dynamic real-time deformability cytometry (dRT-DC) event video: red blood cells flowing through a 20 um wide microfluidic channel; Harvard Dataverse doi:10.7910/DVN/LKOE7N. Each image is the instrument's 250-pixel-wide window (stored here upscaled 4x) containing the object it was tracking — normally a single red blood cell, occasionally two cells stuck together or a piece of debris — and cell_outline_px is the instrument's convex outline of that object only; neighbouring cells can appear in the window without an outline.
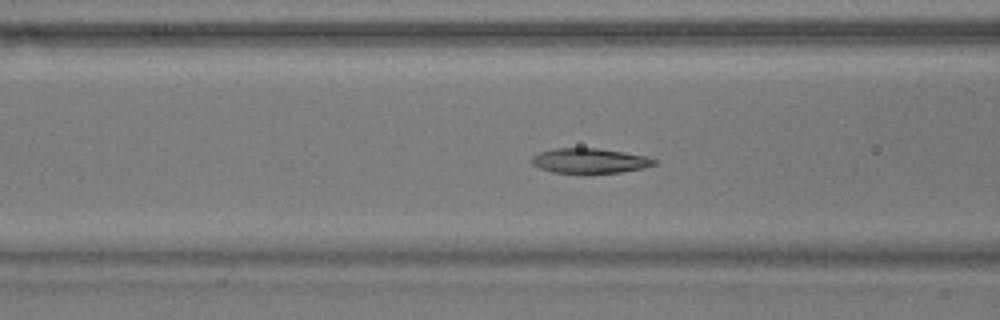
{"species": "common noctule bat (a hibernating species)", "species_latin": "Nyctalus noctula", "temperature_condition": "warm", "stored_images_in_passage": 57, "camera_frame_rate_fps": 3000, "um_per_image_px": 0.085, "animal": {"sex": "male", "body_mass_g": 17.9}, "frame": {"image": 1, "passage_image": 21, "time_ms": 6.667, "image_size_px": [1000, 320], "cell_outline_px": [[656, 164], [640, 168], [620, 172], [552, 172], [540, 168], [532, 164], [532, 156], [540, 152], [556, 148], [596, 148], [624, 152], [644, 156], [656, 160]], "centroid_in_image_um": [50.09, 13.65], "position_along_channel_um": 116.5, "area_um2": 17.28}}
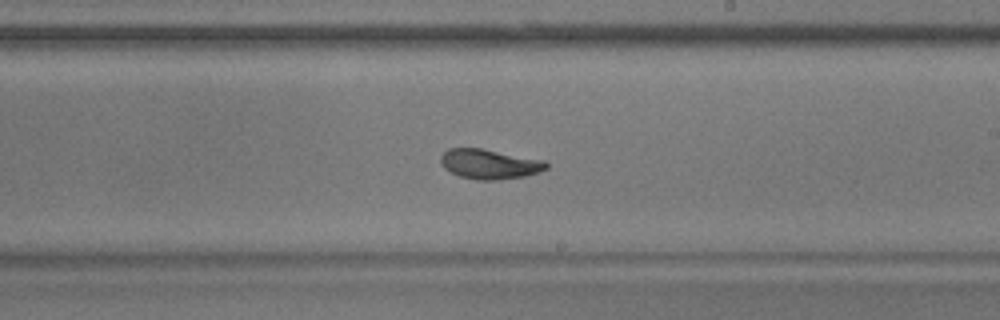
{"frame": {"image": 2, "passage_image": 32, "time_ms": 10.333, "image_size_px": [1000, 320], "cell_outline_px": [[548, 168], [540, 172], [524, 176], [496, 180], [476, 180], [460, 176], [444, 168], [440, 164], [440, 156], [448, 148], [480, 148], [544, 160], [548, 164]], "centroid_in_image_um": [41.59, 13.94], "position_along_channel_um": 247.4, "area_um2": 18.32}}
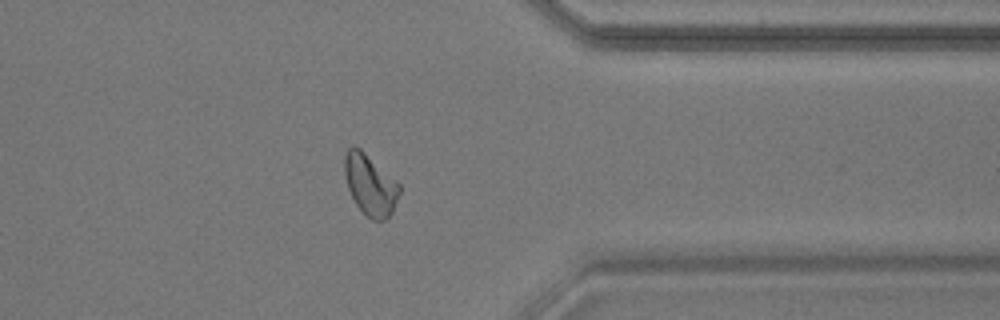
{"frame": {"image": 3, "passage_image": 44, "time_ms": 14.333, "image_size_px": [1000, 320], "cell_outline_px": [[400, 192], [392, 212], [384, 220], [372, 220], [356, 204], [348, 188], [344, 172], [344, 156], [348, 148], [352, 144], [360, 148], [400, 184]], "centroid_in_image_um": [31.45, 15.68], "position_along_channel_um": 379.9, "area_um2": 19.25}, "authors_computed_cell_mechanics": {"area_um2": 19.074, "velocity_mm_per_s": 3.5727, "shape_relaxation_time_tau1_ms": 3.4499, "shape_relaxation_time_tau2_ms": 1.7357, "deformation_change_tau1": 0.1396, "deformation_change_tau2": 0.0655}}